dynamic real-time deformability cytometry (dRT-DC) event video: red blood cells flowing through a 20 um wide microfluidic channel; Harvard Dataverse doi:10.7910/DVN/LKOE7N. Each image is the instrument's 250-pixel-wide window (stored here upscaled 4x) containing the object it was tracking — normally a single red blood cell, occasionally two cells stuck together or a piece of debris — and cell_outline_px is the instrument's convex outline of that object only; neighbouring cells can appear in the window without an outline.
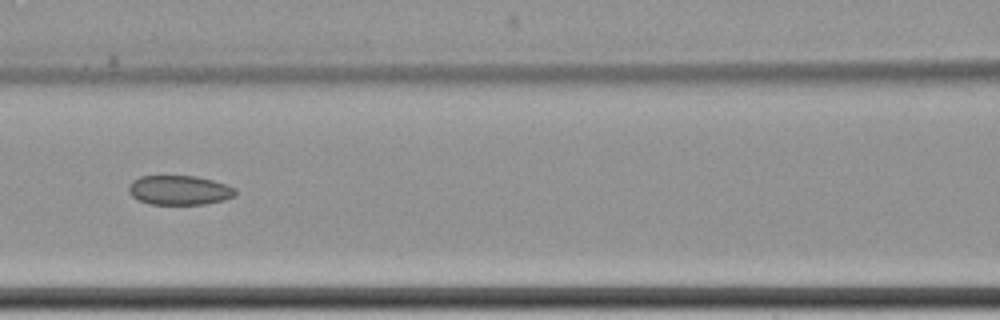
{"species": "common noctule bat (a hibernating species)", "species_latin": "Nyctalus noctula", "temperature_condition": "cold", "stored_images_in_passage": 12, "camera_frame_rate_fps": 3000, "um_per_image_px": 0.085, "animal": {"sex": "female", "body_mass_g": 22.7, "forearm_length_mm": 54.2}, "frame": {"image": 1, "passage_image": 9, "time_ms": 10.667, "image_size_px": [1000, 320], "cell_outline_px": [[236, 196], [224, 200], [204, 204], [148, 204], [132, 196], [128, 192], [128, 184], [132, 180], [140, 176], [196, 176], [228, 184], [236, 188]], "centroid_in_image_um": [15.25, 16.16], "position_along_channel_um": 151.3, "area_um2": 18.5}}
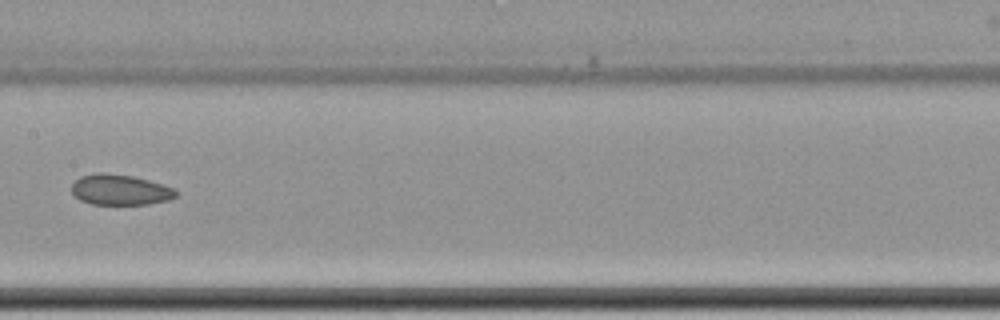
{"frame": {"image": 2, "passage_image": 10, "time_ms": 12.0, "image_size_px": [1000, 320], "cell_outline_px": [[180, 192], [176, 196], [168, 200], [148, 204], [92, 204], [80, 200], [72, 192], [72, 184], [80, 176], [100, 172], [132, 176], [148, 180], [172, 188]], "centroid_in_image_um": [10.2, 16.13], "position_along_channel_um": 197.2, "area_um2": 18.38}}
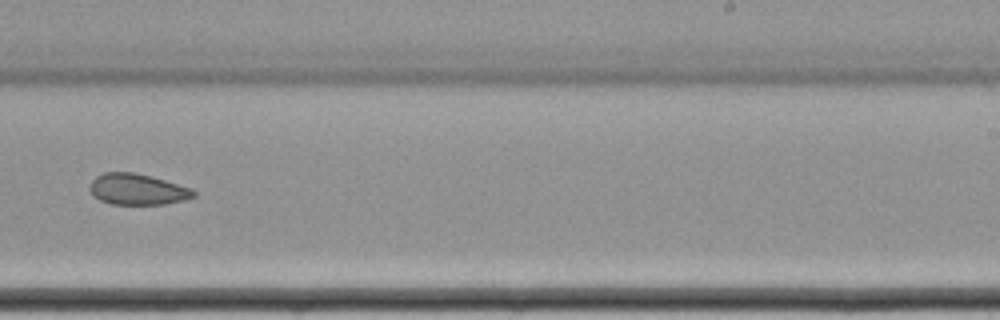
{"frame": {"image": 3, "passage_image": 12, "time_ms": 14.333, "image_size_px": [1000, 320], "cell_outline_px": [[196, 196], [184, 200], [164, 204], [112, 204], [100, 200], [92, 196], [88, 188], [92, 180], [96, 176], [104, 172], [132, 172], [152, 176], [192, 188], [196, 192]], "centroid_in_image_um": [11.67, 16.09], "position_along_channel_um": 277.3, "area_um2": 18.96}}